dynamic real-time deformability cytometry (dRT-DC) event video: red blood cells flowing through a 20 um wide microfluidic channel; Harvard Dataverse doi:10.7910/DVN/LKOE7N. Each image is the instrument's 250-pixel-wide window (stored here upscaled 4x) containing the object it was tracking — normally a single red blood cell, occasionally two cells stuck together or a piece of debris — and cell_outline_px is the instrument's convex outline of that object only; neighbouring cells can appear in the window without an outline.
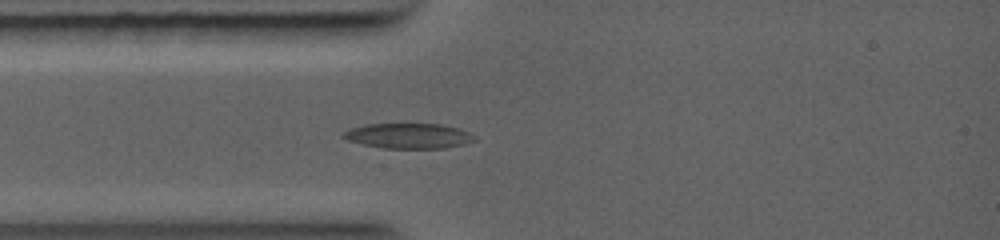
{"species": "common noctule bat (a hibernating species)", "species_latin": "Nyctalus noctula", "temperature_condition": "warm", "stored_images_in_passage": 41, "camera_frame_rate_fps": 5000, "um_per_image_px": 0.085, "animal": {"sex": "female", "body_mass_g": 19.0, "forearm_length_mm": 56.7}, "frame": {"image": 1, "passage_image": 6, "time_ms": 1.8, "image_size_px": [1000, 240], "cell_outline_px": [[476, 140], [464, 144], [444, 148], [384, 148], [364, 144], [348, 140], [340, 136], [348, 128], [364, 124], [440, 124], [456, 128], [468, 132], [476, 136]], "centroid_in_image_um": [34.7, 11.54], "position_along_channel_um": 50.3, "area_um2": 19.19}}
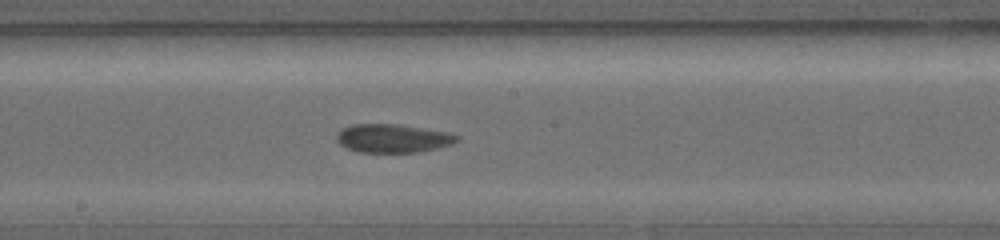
{"frame": {"image": 2, "passage_image": 19, "time_ms": 5.2, "image_size_px": [1000, 240], "cell_outline_px": [[460, 140], [452, 144], [420, 152], [356, 152], [340, 144], [336, 140], [336, 132], [352, 124], [400, 124], [448, 132], [460, 136]], "centroid_in_image_um": [33.4, 11.75], "position_along_channel_um": 214.8, "area_um2": 20.11}}
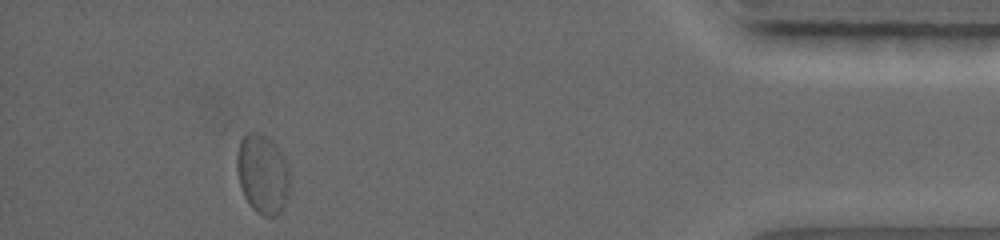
{"frame": {"image": 3, "passage_image": 37, "time_ms": 10.6, "image_size_px": [1000, 240], "cell_outline_px": [[288, 184], [284, 204], [280, 212], [276, 216], [264, 216], [256, 212], [248, 204], [244, 196], [240, 184], [236, 168], [236, 156], [240, 140], [248, 132], [256, 132], [264, 136], [276, 144], [284, 156], [288, 168]], "centroid_in_image_um": [22.28, 14.78], "position_along_channel_um": 412.9, "area_um2": 24.28}}